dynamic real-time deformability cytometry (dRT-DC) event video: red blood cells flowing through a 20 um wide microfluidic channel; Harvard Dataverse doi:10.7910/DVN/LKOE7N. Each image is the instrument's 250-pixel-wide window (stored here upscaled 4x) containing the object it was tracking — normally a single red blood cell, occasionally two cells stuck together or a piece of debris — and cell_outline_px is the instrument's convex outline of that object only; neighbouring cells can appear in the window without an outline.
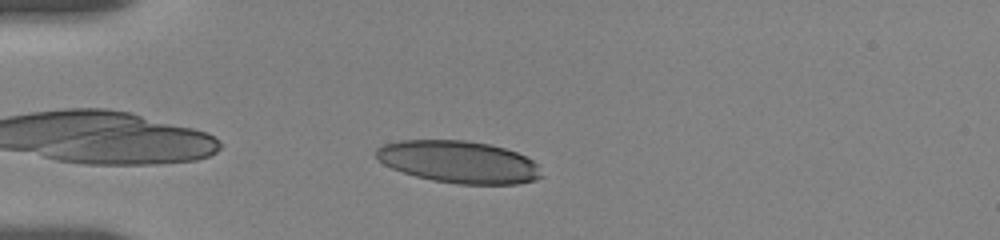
{"species": "human", "species_latin": "Homo sapiens", "temperature_condition": "room temperature", "stored_images_in_passage": 35, "camera_frame_rate_fps": 3000, "um_per_image_px": 0.085, "donor": {"sex": "female"}, "frame": {"image": 1, "passage_image": 4, "time_ms": 1.0, "image_size_px": [1000, 240], "cell_outline_px": [[544, 176], [536, 180], [516, 184], [456, 184], [432, 180], [416, 176], [392, 168], [384, 164], [376, 156], [376, 148], [384, 144], [400, 140], [464, 140], [488, 144], [504, 148], [516, 152], [540, 164]], "centroid_in_image_um": [39.04, 13.77], "position_along_channel_um": 46.0, "area_um2": 40.75}}
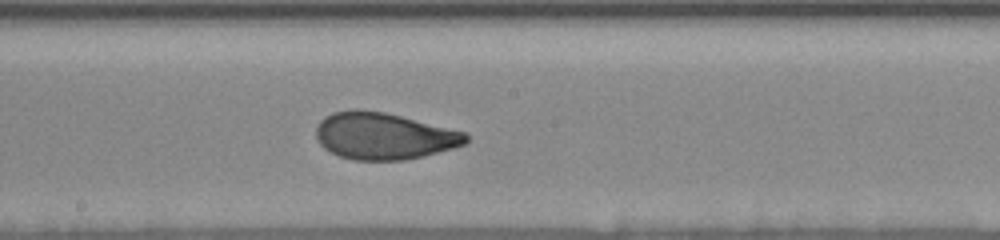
{"frame": {"image": 2, "passage_image": 19, "time_ms": 6.333, "image_size_px": [1000, 240], "cell_outline_px": [[468, 140], [464, 144], [452, 148], [424, 156], [404, 160], [356, 160], [340, 156], [324, 148], [320, 144], [316, 136], [316, 128], [320, 120], [324, 116], [332, 112], [352, 108], [356, 108], [384, 112], [464, 132], [468, 136]], "centroid_in_image_um": [32.57, 11.55], "position_along_channel_um": 215.6, "area_um2": 40.69}}
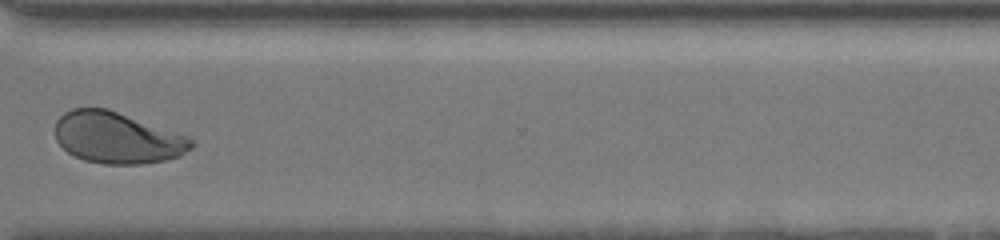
{"frame": {"image": 3, "passage_image": 30, "time_ms": 10.333, "image_size_px": [1000, 240], "cell_outline_px": [[196, 144], [192, 148], [180, 156], [168, 160], [140, 164], [104, 164], [84, 160], [68, 152], [56, 140], [56, 120], [64, 112], [72, 108], [108, 108], [188, 136]], "centroid_in_image_um": [9.98, 11.71], "position_along_channel_um": 360.6, "area_um2": 40.86}, "authors_computed_cell_mechanics": {"area_um2": 40.8646, "velocity_mm_per_s": 3.6271, "shape_relaxation_time_tau1_ms": 4.4231, "shape_relaxation_time_tau2_ms": 0.789, "deformation_change_tau1": 0.1726, "deformation_change_tau2": 0.0655}}